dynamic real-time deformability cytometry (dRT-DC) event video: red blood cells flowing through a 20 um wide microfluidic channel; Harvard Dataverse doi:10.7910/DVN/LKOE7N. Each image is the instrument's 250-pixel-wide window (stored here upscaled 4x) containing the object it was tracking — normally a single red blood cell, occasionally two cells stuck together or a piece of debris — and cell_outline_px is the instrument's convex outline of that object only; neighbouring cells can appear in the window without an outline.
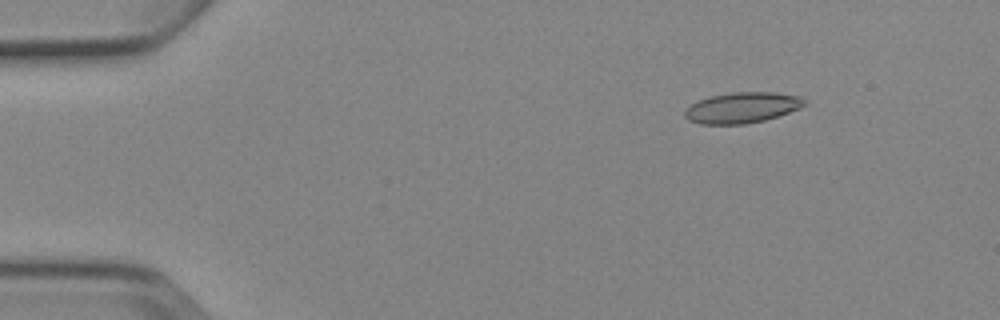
{"species": "Egyptian fruit bat (a non-hibernating species)", "species_latin": "Rousettus aegyptiacus", "temperature_condition": "cold", "stored_images_in_passage": 5, "camera_frame_rate_fps": 3000, "um_per_image_px": 0.085, "animal": {"sex": "female"}, "frame": {"image": 1, "passage_image": 2, "time_ms": 1.333, "image_size_px": [1000, 320], "cell_outline_px": [[804, 104], [800, 108], [764, 120], [744, 124], [700, 124], [688, 120], [684, 116], [684, 112], [692, 104], [708, 96], [732, 92], [776, 92], [800, 96], [804, 100]], "centroid_in_image_um": [63.06, 9.14], "position_along_channel_um": 21.9, "area_um2": 21.27}}
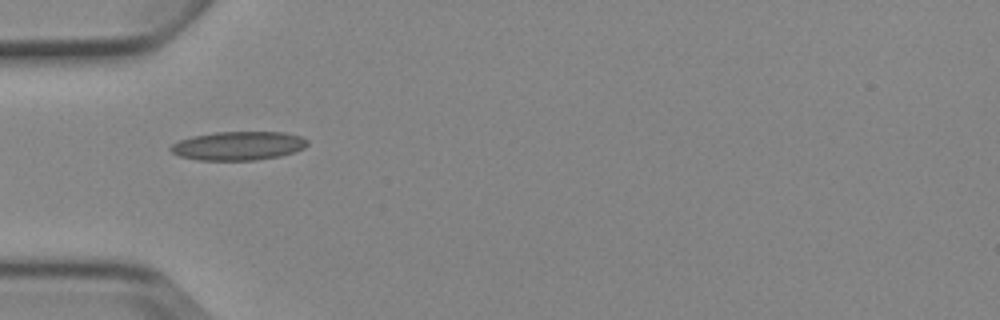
{"frame": {"image": 2, "passage_image": 5, "time_ms": 4.667, "image_size_px": [1000, 320], "cell_outline_px": [[308, 144], [304, 148], [296, 152], [280, 156], [256, 160], [200, 160], [180, 156], [172, 152], [168, 148], [172, 144], [180, 140], [192, 136], [216, 132], [284, 132], [300, 136], [308, 140]], "centroid_in_image_um": [20.28, 12.39], "position_along_channel_um": 64.7, "area_um2": 22.95}}